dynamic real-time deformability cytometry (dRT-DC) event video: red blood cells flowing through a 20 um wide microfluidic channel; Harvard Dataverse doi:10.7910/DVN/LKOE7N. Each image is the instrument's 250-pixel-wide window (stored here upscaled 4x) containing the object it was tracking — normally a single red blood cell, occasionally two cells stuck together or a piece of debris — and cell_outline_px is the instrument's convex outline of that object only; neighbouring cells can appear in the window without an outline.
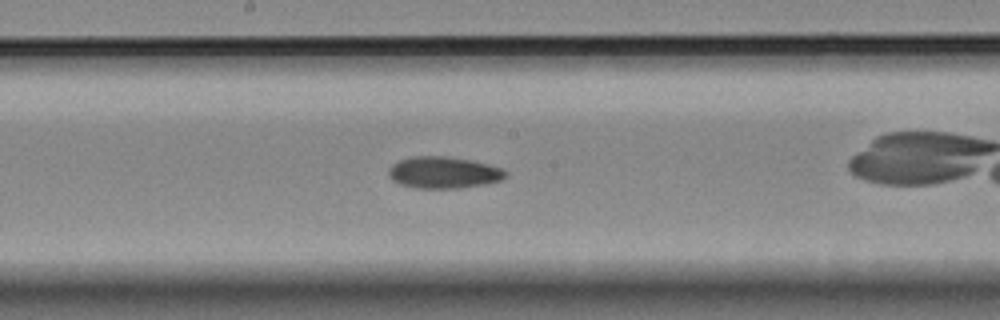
{"species": "Egyptian fruit bat (a non-hibernating species)", "species_latin": "Rousettus aegyptiacus", "temperature_condition": "room temperature", "stored_images_in_passage": 31, "camera_frame_rate_fps": 3000, "um_per_image_px": 0.085, "animal": {"sex": "female"}, "frame": {"image": 1, "passage_image": 14, "time_ms": 4.333, "image_size_px": [1000, 320], "cell_outline_px": [[508, 176], [500, 180], [484, 184], [460, 188], [416, 188], [400, 184], [392, 180], [388, 176], [388, 168], [392, 164], [400, 160], [412, 156], [444, 156], [468, 160], [488, 164], [500, 168], [508, 172]], "centroid_in_image_um": [37.67, 14.67], "position_along_channel_um": 210.5, "area_um2": 21.56}}